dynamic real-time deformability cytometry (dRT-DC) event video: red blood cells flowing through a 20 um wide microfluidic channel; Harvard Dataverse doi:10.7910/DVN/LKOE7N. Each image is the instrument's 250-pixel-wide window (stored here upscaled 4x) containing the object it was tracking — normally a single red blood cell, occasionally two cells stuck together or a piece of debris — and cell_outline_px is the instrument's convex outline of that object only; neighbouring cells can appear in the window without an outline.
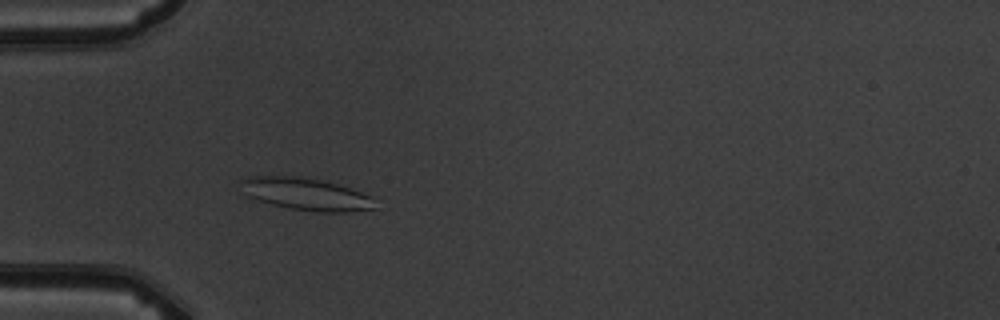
{"species": "common noctule bat (a hibernating species)", "species_latin": "Nyctalus noctula", "temperature_condition": "warm", "stored_images_in_passage": 3, "camera_frame_rate_fps": 3000, "um_per_image_px": 0.085, "animal": {"sex": "male", "body_mass_g": 19.5, "forearm_length_mm": 54.6}, "frame": {"image": 1, "passage_image": 3, "time_ms": 2.333, "image_size_px": [1000, 320], "cell_outline_px": [[376, 208], [348, 212], [320, 212], [288, 208], [272, 204], [248, 196], [244, 192], [236, 180], [248, 176], [304, 176], [336, 184], [372, 196]], "centroid_in_image_um": [25.96, 16.48], "position_along_channel_um": 59.0, "area_um2": 25.26}}